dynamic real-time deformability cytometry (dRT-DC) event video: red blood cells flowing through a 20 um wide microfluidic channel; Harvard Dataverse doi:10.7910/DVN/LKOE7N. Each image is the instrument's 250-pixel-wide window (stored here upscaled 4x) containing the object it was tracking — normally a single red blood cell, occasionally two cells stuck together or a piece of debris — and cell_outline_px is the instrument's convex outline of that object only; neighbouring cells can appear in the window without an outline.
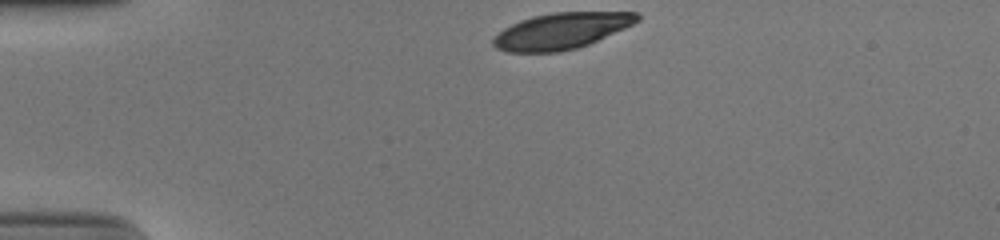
{"species": "human", "species_latin": "Homo sapiens", "temperature_condition": "cold", "stored_images_in_passage": 33, "camera_frame_rate_fps": 3000, "um_per_image_px": 0.085, "donor": {"sex": "male"}, "frame": {"image": 1, "passage_image": 1, "time_ms": 0.0, "image_size_px": [1000, 240], "cell_outline_px": [[640, 20], [624, 28], [588, 44], [576, 48], [560, 52], [508, 52], [496, 48], [492, 44], [492, 40], [504, 28], [520, 20], [532, 16], [552, 12], [640, 12]], "centroid_in_image_um": [47.71, 2.62], "position_along_channel_um": 37.3, "area_um2": 30.17}}
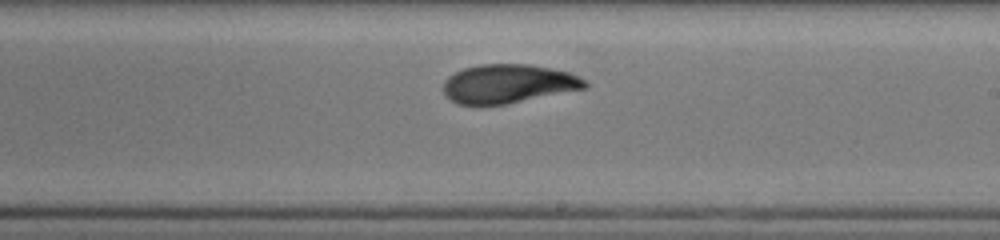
{"frame": {"image": 2, "passage_image": 21, "time_ms": 6.667, "image_size_px": [1000, 240], "cell_outline_px": [[588, 88], [504, 104], [456, 104], [444, 96], [444, 80], [448, 76], [464, 68], [480, 64], [528, 64], [552, 68], [568, 72], [584, 80], [588, 84]], "centroid_in_image_um": [43.18, 7.11], "position_along_channel_um": 245.8, "area_um2": 31.91}}
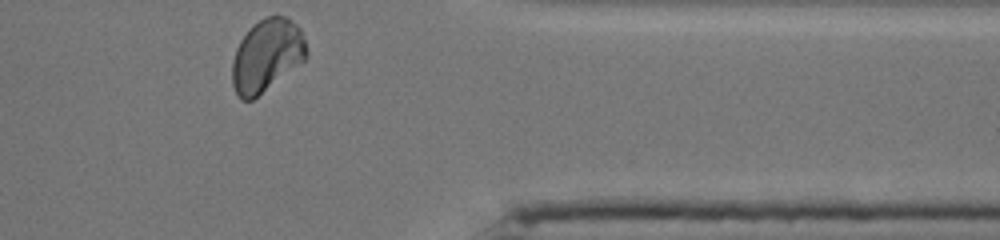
{"frame": {"image": 3, "passage_image": 33, "time_ms": 10.667, "image_size_px": [1000, 240], "cell_outline_px": [[308, 56], [304, 60], [252, 100], [240, 100], [232, 84], [232, 60], [236, 48], [240, 40], [252, 24], [264, 16], [284, 16], [296, 24], [300, 28], [308, 48]], "centroid_in_image_um": [22.66, 4.69], "position_along_channel_um": 388.7, "area_um2": 31.39}, "authors_computed_cell_mechanics": {"area_um2": 32.079, "velocity_mm_per_s": 3.882, "shape_relaxation_time_tau1_ms": 6.081, "shape_relaxation_time_tau2_ms": 1.5151, "deformation_change_tau1": 0.1976, "deformation_change_tau2": 0.058}}